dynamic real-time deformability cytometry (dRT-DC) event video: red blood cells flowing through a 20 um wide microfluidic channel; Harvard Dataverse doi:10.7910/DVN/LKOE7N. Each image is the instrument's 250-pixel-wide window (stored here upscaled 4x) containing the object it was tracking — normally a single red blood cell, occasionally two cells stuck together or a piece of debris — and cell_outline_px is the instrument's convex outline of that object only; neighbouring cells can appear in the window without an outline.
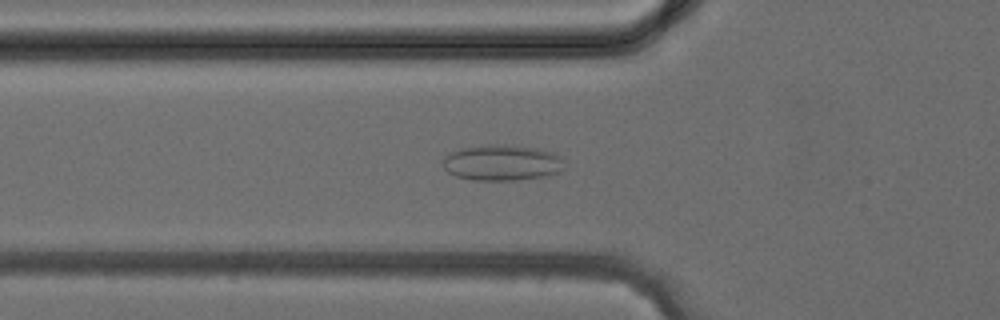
{"species": "common noctule bat (a hibernating species)", "species_latin": "Nyctalus noctula", "temperature_condition": "cold", "stored_images_in_passage": 38, "camera_frame_rate_fps": 3000, "um_per_image_px": 0.085, "animal": {"sex": "female", "body_mass_g": 24.6, "forearm_length_mm": 56.2}, "frame": {"image": 1, "passage_image": 13, "time_ms": 4.0, "image_size_px": [1000, 320], "cell_outline_px": [[564, 168], [560, 172], [544, 176], [516, 180], [472, 180], [456, 176], [448, 172], [444, 168], [444, 156], [460, 148], [488, 144], [504, 144], [536, 148], [552, 152], [560, 156]], "centroid_in_image_um": [42.66, 13.82], "position_along_channel_um": 83.1, "area_um2": 25.37}}
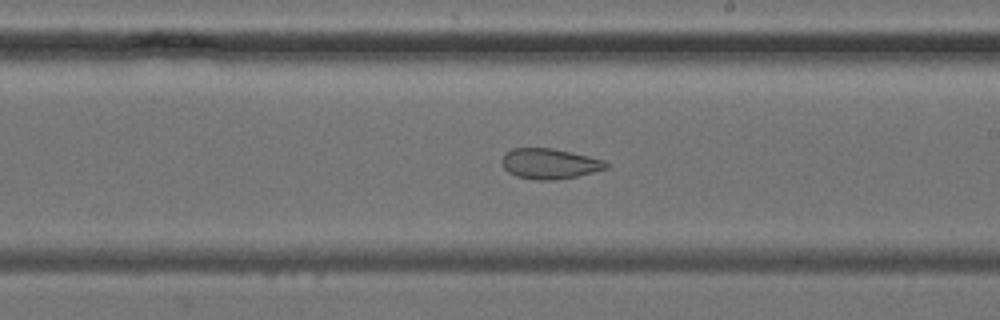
{"frame": {"image": 2, "passage_image": 22, "time_ms": 7.0, "image_size_px": [1000, 320], "cell_outline_px": [[612, 164], [608, 168], [576, 176], [556, 180], [536, 180], [516, 176], [508, 172], [504, 168], [500, 160], [504, 152], [512, 148], [552, 148], [588, 156], [604, 160]], "centroid_in_image_um": [46.69, 13.91], "position_along_channel_um": 242.3, "area_um2": 18.61}}
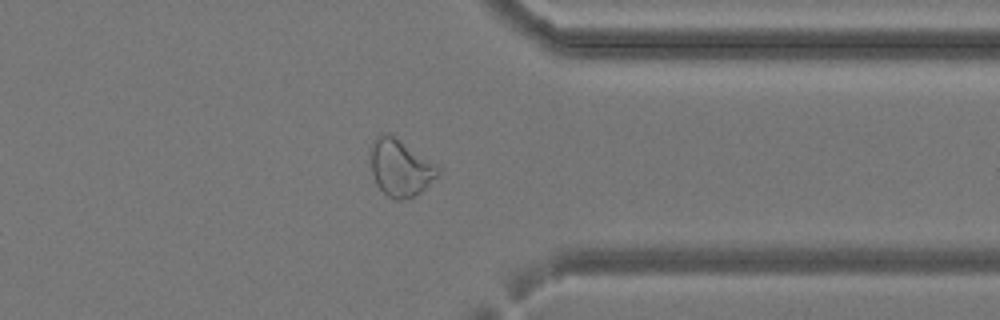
{"frame": {"image": 3, "passage_image": 30, "time_ms": 9.667, "image_size_px": [1000, 320], "cell_outline_px": [[440, 176], [420, 192], [412, 196], [400, 200], [396, 200], [388, 196], [376, 184], [372, 172], [372, 144], [376, 136], [388, 132], [436, 164], [440, 168]], "centroid_in_image_um": [34.06, 14.27], "position_along_channel_um": 377.3, "area_um2": 22.02}}